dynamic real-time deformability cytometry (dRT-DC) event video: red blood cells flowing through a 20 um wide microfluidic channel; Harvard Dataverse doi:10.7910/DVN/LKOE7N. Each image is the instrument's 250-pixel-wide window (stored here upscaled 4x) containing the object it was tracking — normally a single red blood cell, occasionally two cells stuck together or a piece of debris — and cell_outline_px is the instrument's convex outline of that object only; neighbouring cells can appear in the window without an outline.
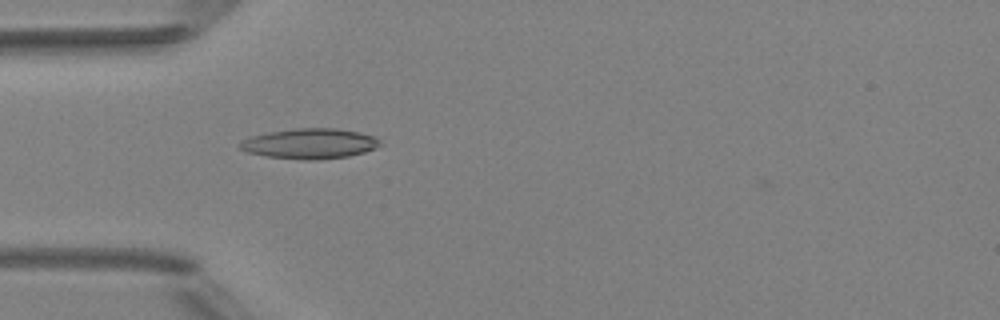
{"species": "Egyptian fruit bat (a non-hibernating species)", "species_latin": "Rousettus aegyptiacus", "temperature_condition": "room temperature", "stored_images_in_passage": 5, "camera_frame_rate_fps": 3000, "um_per_image_px": 0.085, "animal": {"sex": "female"}, "frame": {"image": 1, "passage_image": 5, "time_ms": 4.667, "image_size_px": [1000, 320], "cell_outline_px": [[380, 144], [376, 148], [364, 152], [348, 156], [316, 160], [304, 160], [264, 156], [248, 152], [240, 148], [236, 144], [252, 136], [268, 132], [296, 128], [336, 128], [360, 132], [376, 136], [380, 140]], "centroid_in_image_um": [26.35, 12.2], "position_along_channel_um": 58.7, "area_um2": 24.8}}